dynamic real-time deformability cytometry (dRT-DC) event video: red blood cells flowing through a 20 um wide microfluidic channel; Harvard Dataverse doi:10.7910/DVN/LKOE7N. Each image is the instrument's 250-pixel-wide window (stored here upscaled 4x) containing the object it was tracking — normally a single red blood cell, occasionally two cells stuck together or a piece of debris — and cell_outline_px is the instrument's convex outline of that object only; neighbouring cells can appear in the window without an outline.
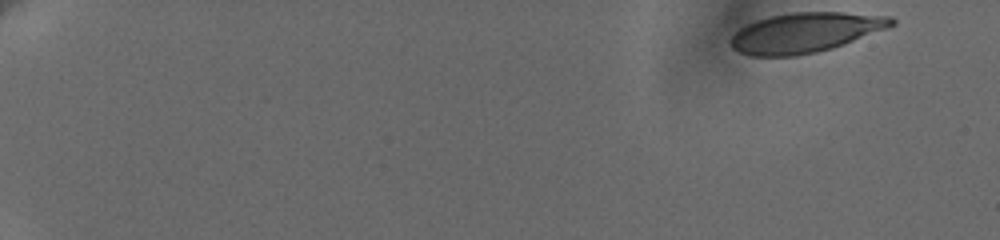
{"species": "human", "species_latin": "Homo sapiens", "temperature_condition": "cold", "stored_images_in_passage": 56, "camera_frame_rate_fps": 3000, "um_per_image_px": 0.085, "donor": {"sex": "female"}, "frame": {"image": 1, "passage_image": 1, "time_ms": 0.0, "image_size_px": [1000, 240], "cell_outline_px": [[896, 24], [888, 28], [832, 48], [816, 52], [796, 56], [752, 56], [740, 52], [732, 48], [728, 44], [728, 40], [740, 28], [756, 20], [772, 16], [792, 12], [844, 12], [892, 16], [896, 20]], "centroid_in_image_um": [68.46, 2.76], "position_along_channel_um": 16.5, "area_um2": 37.45}}
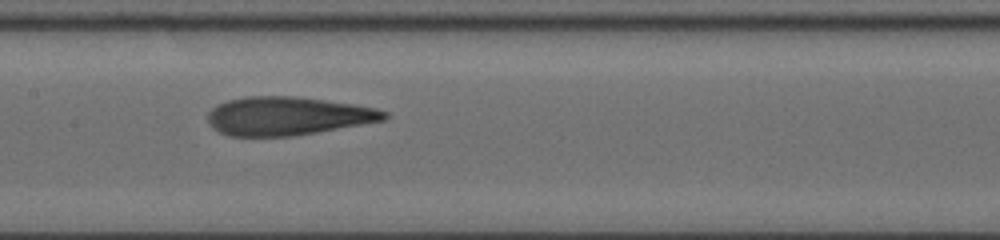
{"frame": {"image": 2, "passage_image": 30, "time_ms": 9.667, "image_size_px": [1000, 240], "cell_outline_px": [[388, 116], [384, 120], [316, 132], [292, 136], [228, 136], [212, 128], [208, 120], [208, 112], [216, 104], [228, 100], [248, 96], [296, 96], [352, 104], [376, 108], [388, 112]], "centroid_in_image_um": [24.41, 9.86], "position_along_channel_um": 183.0, "area_um2": 39.36}}
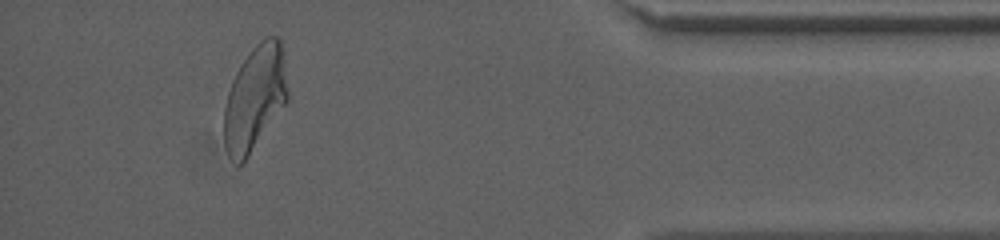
{"frame": {"image": 3, "passage_image": 52, "time_ms": 17.0, "image_size_px": [1000, 240], "cell_outline_px": [[288, 100], [244, 164], [236, 164], [228, 152], [224, 144], [224, 108], [228, 92], [232, 80], [240, 64], [248, 52], [264, 36], [276, 36], [280, 40], [288, 92]], "centroid_in_image_um": [21.65, 8.35], "position_along_channel_um": 413.6, "area_um2": 38.84}, "authors_computed_cell_mechanics": {"area_um2": 38.7838, "velocity_mm_per_s": 3.6274, "shape_relaxation_time_tau1_ms": 4.6827, "shape_relaxation_time_tau2_ms": 1.4747, "deformation_change_tau1": 0.2226, "deformation_change_tau2": 0.1063}}